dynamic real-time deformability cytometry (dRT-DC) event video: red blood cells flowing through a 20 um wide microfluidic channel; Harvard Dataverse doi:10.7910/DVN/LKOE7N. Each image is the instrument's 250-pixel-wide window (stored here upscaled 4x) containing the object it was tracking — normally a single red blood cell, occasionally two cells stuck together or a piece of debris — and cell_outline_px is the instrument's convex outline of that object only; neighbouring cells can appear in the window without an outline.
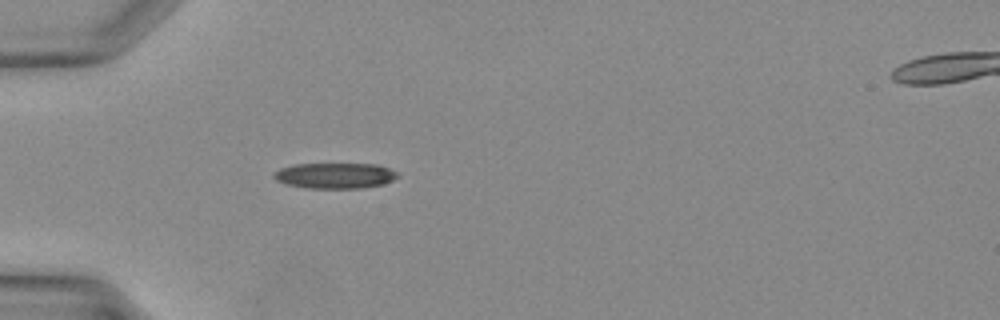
{"species": "Egyptian fruit bat (a non-hibernating species)", "species_latin": "Rousettus aegyptiacus", "temperature_condition": "warm", "stored_images_in_passage": 27, "camera_frame_rate_fps": 3000, "um_per_image_px": 0.085, "animal": {"sex": "female"}, "frame": {"image": 1, "passage_image": 1, "time_ms": 0.0, "image_size_px": [1000, 320], "cell_outline_px": [[400, 176], [384, 184], [360, 188], [308, 188], [288, 184], [276, 180], [272, 176], [280, 168], [296, 164], [376, 164], [400, 172]], "centroid_in_image_um": [28.52, 14.92], "position_along_channel_um": 56.5, "area_um2": 18.44}}
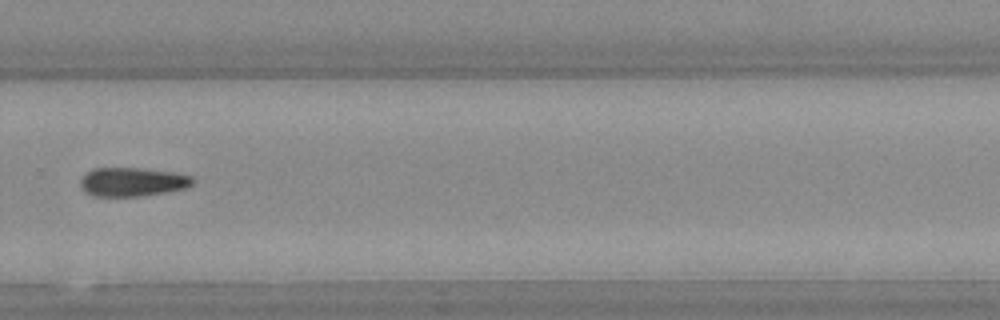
{"frame": {"image": 2, "passage_image": 16, "time_ms": 5.0, "image_size_px": [1000, 320], "cell_outline_px": [[196, 180], [192, 184], [184, 188], [168, 192], [140, 196], [92, 196], [80, 184], [80, 180], [92, 168], [140, 168], [172, 172], [192, 176]], "centroid_in_image_um": [11.29, 15.46], "position_along_channel_um": 318.5, "area_um2": 18.73}}
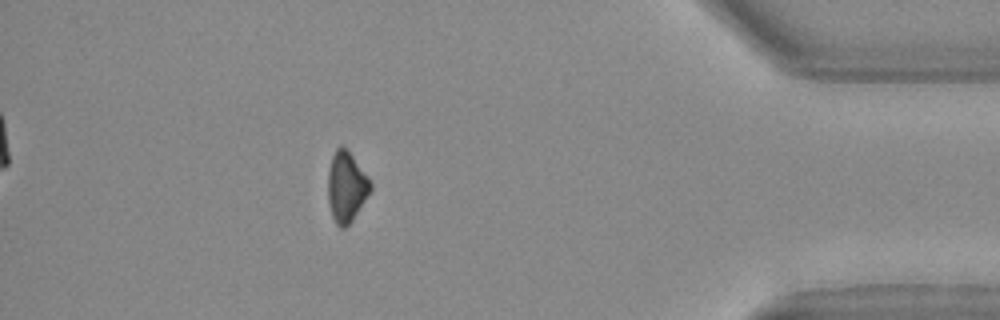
{"frame": {"image": 3, "passage_image": 23, "time_ms": 7.333, "image_size_px": [1000, 320], "cell_outline_px": [[372, 188], [352, 220], [344, 228], [340, 228], [336, 224], [332, 216], [328, 204], [328, 172], [332, 156], [336, 148], [340, 144], [352, 156], [372, 184]], "centroid_in_image_um": [29.41, 15.9], "position_along_channel_um": 405.8, "area_um2": 17.05}}